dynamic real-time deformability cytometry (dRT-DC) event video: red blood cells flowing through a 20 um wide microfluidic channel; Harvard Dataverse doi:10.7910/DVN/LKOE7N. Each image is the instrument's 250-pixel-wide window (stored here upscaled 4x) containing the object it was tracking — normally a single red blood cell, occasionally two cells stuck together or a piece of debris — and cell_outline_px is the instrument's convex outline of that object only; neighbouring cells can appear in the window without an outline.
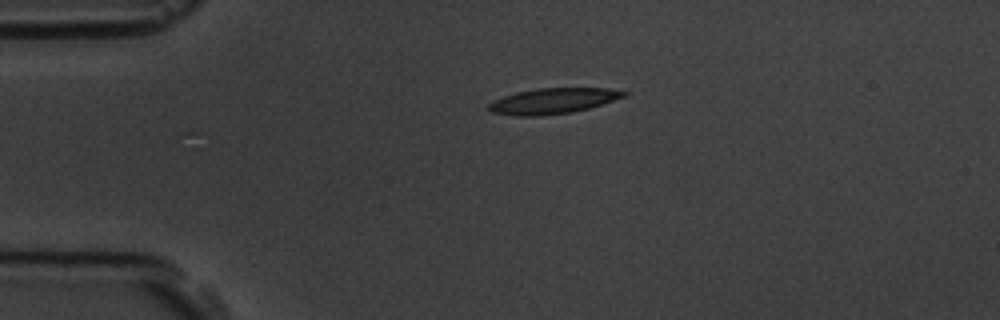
{"species": "common noctule bat (a hibernating species)", "species_latin": "Nyctalus noctula", "temperature_condition": "room temperature", "stored_images_in_passage": 2, "camera_frame_rate_fps": 3000, "um_per_image_px": 0.085, "animal": {"sex": "male", "body_mass_g": 19.5, "forearm_length_mm": 54.6}, "frame": {"image": 1, "passage_image": 1, "time_ms": 0.0, "image_size_px": [1000, 320], "cell_outline_px": [[628, 96], [588, 108], [572, 112], [536, 116], [516, 116], [492, 112], [488, 108], [488, 104], [492, 100], [516, 92], [536, 88], [608, 88], [628, 92]], "centroid_in_image_um": [47.0, 8.57], "position_along_channel_um": 38.0, "area_um2": 20.17}}